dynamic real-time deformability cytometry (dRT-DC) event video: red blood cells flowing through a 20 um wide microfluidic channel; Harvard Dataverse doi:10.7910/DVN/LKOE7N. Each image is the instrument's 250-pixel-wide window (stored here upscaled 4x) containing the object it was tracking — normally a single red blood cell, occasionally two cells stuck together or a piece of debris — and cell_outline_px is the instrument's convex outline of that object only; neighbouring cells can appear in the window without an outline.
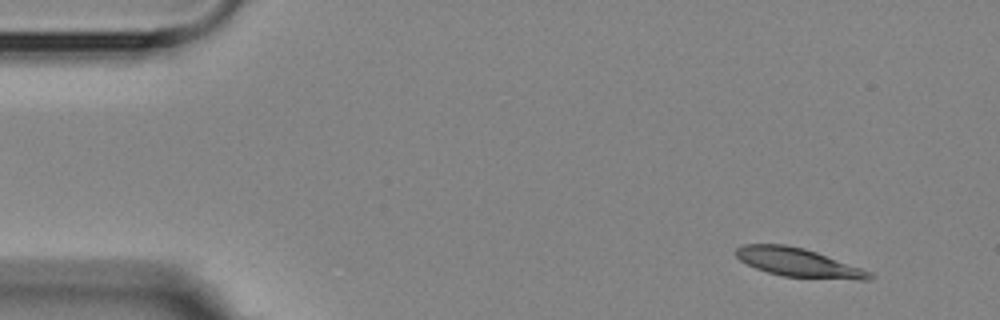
{"species": "Egyptian fruit bat (a non-hibernating species)", "species_latin": "Rousettus aegyptiacus", "temperature_condition": "room temperature", "stored_images_in_passage": 13, "camera_frame_rate_fps": 3000, "um_per_image_px": 0.085, "animal": {"sex": "female"}, "frame": {"image": 1, "passage_image": 1, "time_ms": 0.0, "image_size_px": [1000, 320], "cell_outline_px": [[876, 276], [872, 280], [856, 280], [784, 276], [768, 272], [756, 268], [740, 260], [736, 256], [736, 248], [744, 244], [784, 244], [804, 248], [816, 252], [872, 272]], "centroid_in_image_um": [67.9, 22.32], "position_along_channel_um": 17.1, "area_um2": 22.2}}
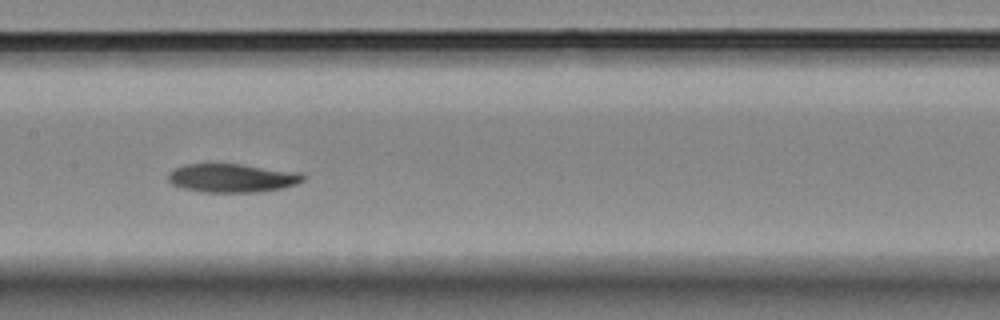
{"frame": {"image": 2, "passage_image": 6, "time_ms": 7.333, "image_size_px": [1000, 320], "cell_outline_px": [[304, 180], [296, 184], [284, 188], [256, 192], [200, 192], [184, 188], [172, 184], [168, 180], [168, 172], [176, 168], [188, 164], [240, 164], [300, 172], [304, 176]], "centroid_in_image_um": [19.74, 15.13], "position_along_channel_um": 187.7, "area_um2": 22.43}}
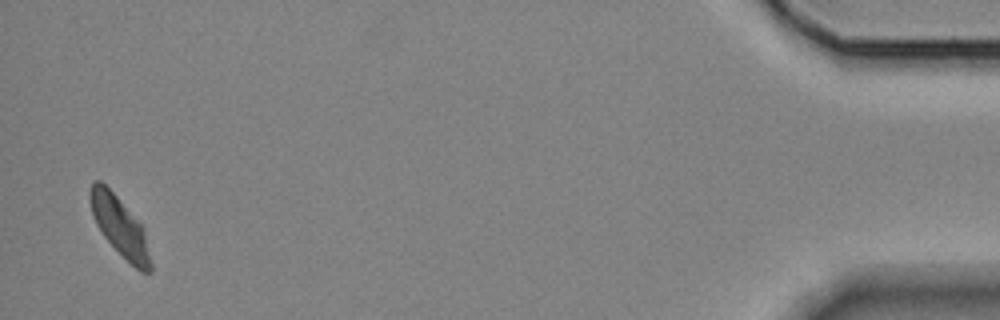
{"frame": {"image": 3, "passage_image": 13, "time_ms": 16.333, "image_size_px": [1000, 320], "cell_outline_px": [[152, 272], [140, 272], [104, 236], [96, 224], [92, 212], [88, 196], [88, 192], [92, 180], [100, 180], [116, 196], [144, 228], [152, 264]], "centroid_in_image_um": [10.17, 19.23], "position_along_channel_um": 425.0, "area_um2": 20.52}, "authors_computed_cell_mechanics": {"area_um2": 22.4264, "velocity_mm_per_s": 3.589, "shape_relaxation_time_tau1_ms": null, "shape_relaxation_time_tau2_ms": 3.3145, "deformation_change_tau1": null, "deformation_change_tau2": 0.0703}}